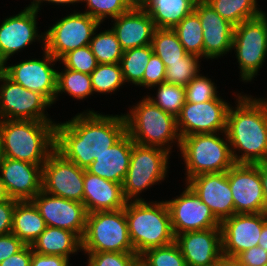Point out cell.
<instances>
[{
	"label": "cell",
	"instance_id": "db71d44e",
	"mask_svg": "<svg viewBox=\"0 0 267 266\" xmlns=\"http://www.w3.org/2000/svg\"><path fill=\"white\" fill-rule=\"evenodd\" d=\"M224 266H245L237 258L224 256Z\"/></svg>",
	"mask_w": 267,
	"mask_h": 266
},
{
	"label": "cell",
	"instance_id": "9c48e42d",
	"mask_svg": "<svg viewBox=\"0 0 267 266\" xmlns=\"http://www.w3.org/2000/svg\"><path fill=\"white\" fill-rule=\"evenodd\" d=\"M232 49L236 52L242 80L251 81L267 56L266 13L234 26Z\"/></svg>",
	"mask_w": 267,
	"mask_h": 266
},
{
	"label": "cell",
	"instance_id": "836d02e7",
	"mask_svg": "<svg viewBox=\"0 0 267 266\" xmlns=\"http://www.w3.org/2000/svg\"><path fill=\"white\" fill-rule=\"evenodd\" d=\"M63 92L77 100H83L94 94L90 74L68 68L61 72L57 71L56 100L59 93L62 94Z\"/></svg>",
	"mask_w": 267,
	"mask_h": 266
},
{
	"label": "cell",
	"instance_id": "7c38bea8",
	"mask_svg": "<svg viewBox=\"0 0 267 266\" xmlns=\"http://www.w3.org/2000/svg\"><path fill=\"white\" fill-rule=\"evenodd\" d=\"M84 172L55 149L42 167V191L83 203Z\"/></svg>",
	"mask_w": 267,
	"mask_h": 266
},
{
	"label": "cell",
	"instance_id": "8992f818",
	"mask_svg": "<svg viewBox=\"0 0 267 266\" xmlns=\"http://www.w3.org/2000/svg\"><path fill=\"white\" fill-rule=\"evenodd\" d=\"M216 133L188 135L180 140V152L186 164V182L201 174L227 172L234 164L230 143Z\"/></svg>",
	"mask_w": 267,
	"mask_h": 266
},
{
	"label": "cell",
	"instance_id": "2e32d148",
	"mask_svg": "<svg viewBox=\"0 0 267 266\" xmlns=\"http://www.w3.org/2000/svg\"><path fill=\"white\" fill-rule=\"evenodd\" d=\"M31 201L46 226L69 230L82 239L88 214L83 203L53 196L42 190Z\"/></svg>",
	"mask_w": 267,
	"mask_h": 266
},
{
	"label": "cell",
	"instance_id": "816d5d0a",
	"mask_svg": "<svg viewBox=\"0 0 267 266\" xmlns=\"http://www.w3.org/2000/svg\"><path fill=\"white\" fill-rule=\"evenodd\" d=\"M43 1H47V2H51V3H54V4H57V5H66V4H73V3H79L81 2V0H37V3H36V6H35V10H37L39 12V8H40V5L41 3H43Z\"/></svg>",
	"mask_w": 267,
	"mask_h": 266
},
{
	"label": "cell",
	"instance_id": "f5cc1de1",
	"mask_svg": "<svg viewBox=\"0 0 267 266\" xmlns=\"http://www.w3.org/2000/svg\"><path fill=\"white\" fill-rule=\"evenodd\" d=\"M258 241V246L264 248L267 251V220L264 222L262 232Z\"/></svg>",
	"mask_w": 267,
	"mask_h": 266
},
{
	"label": "cell",
	"instance_id": "d6986e66",
	"mask_svg": "<svg viewBox=\"0 0 267 266\" xmlns=\"http://www.w3.org/2000/svg\"><path fill=\"white\" fill-rule=\"evenodd\" d=\"M37 14V10L25 8L15 16L3 20L0 25V67L36 39L44 41V34L38 35Z\"/></svg>",
	"mask_w": 267,
	"mask_h": 266
},
{
	"label": "cell",
	"instance_id": "e575fe53",
	"mask_svg": "<svg viewBox=\"0 0 267 266\" xmlns=\"http://www.w3.org/2000/svg\"><path fill=\"white\" fill-rule=\"evenodd\" d=\"M89 46L99 64L120 63L124 53L112 29L98 34L94 32Z\"/></svg>",
	"mask_w": 267,
	"mask_h": 266
},
{
	"label": "cell",
	"instance_id": "ba28073f",
	"mask_svg": "<svg viewBox=\"0 0 267 266\" xmlns=\"http://www.w3.org/2000/svg\"><path fill=\"white\" fill-rule=\"evenodd\" d=\"M169 157V152L162 148L134 143L130 165L122 184L125 199L127 201L144 200L138 195L165 179Z\"/></svg>",
	"mask_w": 267,
	"mask_h": 266
},
{
	"label": "cell",
	"instance_id": "7a4b0ae2",
	"mask_svg": "<svg viewBox=\"0 0 267 266\" xmlns=\"http://www.w3.org/2000/svg\"><path fill=\"white\" fill-rule=\"evenodd\" d=\"M229 107L226 136L235 164L267 162V104L263 99L238 96ZM243 153L238 155L237 151Z\"/></svg>",
	"mask_w": 267,
	"mask_h": 266
},
{
	"label": "cell",
	"instance_id": "6da1fadb",
	"mask_svg": "<svg viewBox=\"0 0 267 266\" xmlns=\"http://www.w3.org/2000/svg\"><path fill=\"white\" fill-rule=\"evenodd\" d=\"M126 133L123 114L103 115L89 110L65 123H56L55 149L67 160L86 170Z\"/></svg>",
	"mask_w": 267,
	"mask_h": 266
},
{
	"label": "cell",
	"instance_id": "9f6ffc18",
	"mask_svg": "<svg viewBox=\"0 0 267 266\" xmlns=\"http://www.w3.org/2000/svg\"><path fill=\"white\" fill-rule=\"evenodd\" d=\"M8 199H10V196L8 195L5 185L3 184V181L0 177V202H3Z\"/></svg>",
	"mask_w": 267,
	"mask_h": 266
},
{
	"label": "cell",
	"instance_id": "680465c9",
	"mask_svg": "<svg viewBox=\"0 0 267 266\" xmlns=\"http://www.w3.org/2000/svg\"><path fill=\"white\" fill-rule=\"evenodd\" d=\"M207 266H224V256L218 260L217 262L211 264V265H207Z\"/></svg>",
	"mask_w": 267,
	"mask_h": 266
},
{
	"label": "cell",
	"instance_id": "5bb4252c",
	"mask_svg": "<svg viewBox=\"0 0 267 266\" xmlns=\"http://www.w3.org/2000/svg\"><path fill=\"white\" fill-rule=\"evenodd\" d=\"M44 59L26 60L15 65H2L0 69L14 82L43 95L51 104L56 102L57 70L54 58L45 48ZM53 63V64H52Z\"/></svg>",
	"mask_w": 267,
	"mask_h": 266
},
{
	"label": "cell",
	"instance_id": "7402d4cb",
	"mask_svg": "<svg viewBox=\"0 0 267 266\" xmlns=\"http://www.w3.org/2000/svg\"><path fill=\"white\" fill-rule=\"evenodd\" d=\"M186 184L210 208L220 222L235 214L227 172L194 176Z\"/></svg>",
	"mask_w": 267,
	"mask_h": 266
},
{
	"label": "cell",
	"instance_id": "484cf974",
	"mask_svg": "<svg viewBox=\"0 0 267 266\" xmlns=\"http://www.w3.org/2000/svg\"><path fill=\"white\" fill-rule=\"evenodd\" d=\"M133 140L126 133L118 142L98 156L87 172L115 183L123 184L130 165Z\"/></svg>",
	"mask_w": 267,
	"mask_h": 266
},
{
	"label": "cell",
	"instance_id": "f546056e",
	"mask_svg": "<svg viewBox=\"0 0 267 266\" xmlns=\"http://www.w3.org/2000/svg\"><path fill=\"white\" fill-rule=\"evenodd\" d=\"M224 19L234 26L261 16L256 0H205Z\"/></svg>",
	"mask_w": 267,
	"mask_h": 266
},
{
	"label": "cell",
	"instance_id": "83f0119b",
	"mask_svg": "<svg viewBox=\"0 0 267 266\" xmlns=\"http://www.w3.org/2000/svg\"><path fill=\"white\" fill-rule=\"evenodd\" d=\"M46 223L32 201H18L13 211L11 233L25 245H32L45 230Z\"/></svg>",
	"mask_w": 267,
	"mask_h": 266
},
{
	"label": "cell",
	"instance_id": "11a10c76",
	"mask_svg": "<svg viewBox=\"0 0 267 266\" xmlns=\"http://www.w3.org/2000/svg\"><path fill=\"white\" fill-rule=\"evenodd\" d=\"M150 0H127L131 7L144 8Z\"/></svg>",
	"mask_w": 267,
	"mask_h": 266
},
{
	"label": "cell",
	"instance_id": "1f68e13d",
	"mask_svg": "<svg viewBox=\"0 0 267 266\" xmlns=\"http://www.w3.org/2000/svg\"><path fill=\"white\" fill-rule=\"evenodd\" d=\"M153 53L156 54L167 67V62L181 61L188 55L173 29L156 28L151 41Z\"/></svg>",
	"mask_w": 267,
	"mask_h": 266
},
{
	"label": "cell",
	"instance_id": "52a82bcc",
	"mask_svg": "<svg viewBox=\"0 0 267 266\" xmlns=\"http://www.w3.org/2000/svg\"><path fill=\"white\" fill-rule=\"evenodd\" d=\"M81 247L84 252H134L124 208L88 213Z\"/></svg>",
	"mask_w": 267,
	"mask_h": 266
},
{
	"label": "cell",
	"instance_id": "f1b7e54d",
	"mask_svg": "<svg viewBox=\"0 0 267 266\" xmlns=\"http://www.w3.org/2000/svg\"><path fill=\"white\" fill-rule=\"evenodd\" d=\"M197 0H150L144 7L155 27L173 29L194 11Z\"/></svg>",
	"mask_w": 267,
	"mask_h": 266
},
{
	"label": "cell",
	"instance_id": "30bf717a",
	"mask_svg": "<svg viewBox=\"0 0 267 266\" xmlns=\"http://www.w3.org/2000/svg\"><path fill=\"white\" fill-rule=\"evenodd\" d=\"M100 22L87 13L74 12L44 33V48L58 61L68 52L90 44Z\"/></svg>",
	"mask_w": 267,
	"mask_h": 266
},
{
	"label": "cell",
	"instance_id": "d590c367",
	"mask_svg": "<svg viewBox=\"0 0 267 266\" xmlns=\"http://www.w3.org/2000/svg\"><path fill=\"white\" fill-rule=\"evenodd\" d=\"M90 76L94 93H112L125 83L120 63L98 64Z\"/></svg>",
	"mask_w": 267,
	"mask_h": 266
},
{
	"label": "cell",
	"instance_id": "603a6c76",
	"mask_svg": "<svg viewBox=\"0 0 267 266\" xmlns=\"http://www.w3.org/2000/svg\"><path fill=\"white\" fill-rule=\"evenodd\" d=\"M186 266H207L222 255L221 228L190 231L175 236Z\"/></svg>",
	"mask_w": 267,
	"mask_h": 266
},
{
	"label": "cell",
	"instance_id": "ee69618b",
	"mask_svg": "<svg viewBox=\"0 0 267 266\" xmlns=\"http://www.w3.org/2000/svg\"><path fill=\"white\" fill-rule=\"evenodd\" d=\"M166 67L162 60L154 53H152L149 62L146 65L143 75V86L155 87L165 82Z\"/></svg>",
	"mask_w": 267,
	"mask_h": 266
},
{
	"label": "cell",
	"instance_id": "b9f144b4",
	"mask_svg": "<svg viewBox=\"0 0 267 266\" xmlns=\"http://www.w3.org/2000/svg\"><path fill=\"white\" fill-rule=\"evenodd\" d=\"M59 61H62L64 68L86 74H91L99 64L89 45L68 52Z\"/></svg>",
	"mask_w": 267,
	"mask_h": 266
},
{
	"label": "cell",
	"instance_id": "9a60e30c",
	"mask_svg": "<svg viewBox=\"0 0 267 266\" xmlns=\"http://www.w3.org/2000/svg\"><path fill=\"white\" fill-rule=\"evenodd\" d=\"M185 190L175 199L165 201L174 236L190 231L220 228V221L210 208L187 184Z\"/></svg>",
	"mask_w": 267,
	"mask_h": 266
},
{
	"label": "cell",
	"instance_id": "44dd1931",
	"mask_svg": "<svg viewBox=\"0 0 267 266\" xmlns=\"http://www.w3.org/2000/svg\"><path fill=\"white\" fill-rule=\"evenodd\" d=\"M194 12L199 16L203 30V57L214 59L232 50L234 25L205 0H197Z\"/></svg>",
	"mask_w": 267,
	"mask_h": 266
},
{
	"label": "cell",
	"instance_id": "bcb514c9",
	"mask_svg": "<svg viewBox=\"0 0 267 266\" xmlns=\"http://www.w3.org/2000/svg\"><path fill=\"white\" fill-rule=\"evenodd\" d=\"M25 244L13 233L0 235V263L20 251Z\"/></svg>",
	"mask_w": 267,
	"mask_h": 266
},
{
	"label": "cell",
	"instance_id": "8fae6325",
	"mask_svg": "<svg viewBox=\"0 0 267 266\" xmlns=\"http://www.w3.org/2000/svg\"><path fill=\"white\" fill-rule=\"evenodd\" d=\"M0 120L52 121L45 108L52 104L40 93L12 81L0 69Z\"/></svg>",
	"mask_w": 267,
	"mask_h": 266
},
{
	"label": "cell",
	"instance_id": "6f0895ef",
	"mask_svg": "<svg viewBox=\"0 0 267 266\" xmlns=\"http://www.w3.org/2000/svg\"><path fill=\"white\" fill-rule=\"evenodd\" d=\"M132 266H149L144 260L138 257Z\"/></svg>",
	"mask_w": 267,
	"mask_h": 266
},
{
	"label": "cell",
	"instance_id": "4fadbf2b",
	"mask_svg": "<svg viewBox=\"0 0 267 266\" xmlns=\"http://www.w3.org/2000/svg\"><path fill=\"white\" fill-rule=\"evenodd\" d=\"M230 106L221 97L203 103L185 102L176 117L180 137L219 131L224 133Z\"/></svg>",
	"mask_w": 267,
	"mask_h": 266
},
{
	"label": "cell",
	"instance_id": "cb8c5ba5",
	"mask_svg": "<svg viewBox=\"0 0 267 266\" xmlns=\"http://www.w3.org/2000/svg\"><path fill=\"white\" fill-rule=\"evenodd\" d=\"M113 20L111 29L124 51L151 44L156 27L144 8L131 7Z\"/></svg>",
	"mask_w": 267,
	"mask_h": 266
},
{
	"label": "cell",
	"instance_id": "f6af8a7d",
	"mask_svg": "<svg viewBox=\"0 0 267 266\" xmlns=\"http://www.w3.org/2000/svg\"><path fill=\"white\" fill-rule=\"evenodd\" d=\"M245 266H266L267 251L260 246H254L241 252L236 257Z\"/></svg>",
	"mask_w": 267,
	"mask_h": 266
},
{
	"label": "cell",
	"instance_id": "681fc988",
	"mask_svg": "<svg viewBox=\"0 0 267 266\" xmlns=\"http://www.w3.org/2000/svg\"><path fill=\"white\" fill-rule=\"evenodd\" d=\"M32 258L31 245H25L20 251L3 260L0 266H30Z\"/></svg>",
	"mask_w": 267,
	"mask_h": 266
},
{
	"label": "cell",
	"instance_id": "60d3db41",
	"mask_svg": "<svg viewBox=\"0 0 267 266\" xmlns=\"http://www.w3.org/2000/svg\"><path fill=\"white\" fill-rule=\"evenodd\" d=\"M216 90L214 82L199 73L185 86L186 102L203 103L216 99L219 97Z\"/></svg>",
	"mask_w": 267,
	"mask_h": 266
},
{
	"label": "cell",
	"instance_id": "7dc6e473",
	"mask_svg": "<svg viewBox=\"0 0 267 266\" xmlns=\"http://www.w3.org/2000/svg\"><path fill=\"white\" fill-rule=\"evenodd\" d=\"M17 202L11 198L0 202V235L11 233L13 211Z\"/></svg>",
	"mask_w": 267,
	"mask_h": 266
},
{
	"label": "cell",
	"instance_id": "3957f363",
	"mask_svg": "<svg viewBox=\"0 0 267 266\" xmlns=\"http://www.w3.org/2000/svg\"><path fill=\"white\" fill-rule=\"evenodd\" d=\"M3 157L43 165L55 150L56 122L0 120Z\"/></svg>",
	"mask_w": 267,
	"mask_h": 266
},
{
	"label": "cell",
	"instance_id": "ffe728a7",
	"mask_svg": "<svg viewBox=\"0 0 267 266\" xmlns=\"http://www.w3.org/2000/svg\"><path fill=\"white\" fill-rule=\"evenodd\" d=\"M43 165L3 157L0 177L11 199L31 201L42 190Z\"/></svg>",
	"mask_w": 267,
	"mask_h": 266
},
{
	"label": "cell",
	"instance_id": "4316f807",
	"mask_svg": "<svg viewBox=\"0 0 267 266\" xmlns=\"http://www.w3.org/2000/svg\"><path fill=\"white\" fill-rule=\"evenodd\" d=\"M34 252L44 255H59L69 258L81 251V239L73 232L46 226L45 230L31 245Z\"/></svg>",
	"mask_w": 267,
	"mask_h": 266
},
{
	"label": "cell",
	"instance_id": "91938a15",
	"mask_svg": "<svg viewBox=\"0 0 267 266\" xmlns=\"http://www.w3.org/2000/svg\"><path fill=\"white\" fill-rule=\"evenodd\" d=\"M36 3H37V0H33V1L31 2V4H30L28 7H26V8H32V9H35Z\"/></svg>",
	"mask_w": 267,
	"mask_h": 266
},
{
	"label": "cell",
	"instance_id": "7bdbcfd3",
	"mask_svg": "<svg viewBox=\"0 0 267 266\" xmlns=\"http://www.w3.org/2000/svg\"><path fill=\"white\" fill-rule=\"evenodd\" d=\"M85 254L88 255L87 266H132L139 257L134 252H85Z\"/></svg>",
	"mask_w": 267,
	"mask_h": 266
},
{
	"label": "cell",
	"instance_id": "f35d334b",
	"mask_svg": "<svg viewBox=\"0 0 267 266\" xmlns=\"http://www.w3.org/2000/svg\"><path fill=\"white\" fill-rule=\"evenodd\" d=\"M149 266H186L178 244L173 243L146 250L139 256Z\"/></svg>",
	"mask_w": 267,
	"mask_h": 266
},
{
	"label": "cell",
	"instance_id": "e0dca14e",
	"mask_svg": "<svg viewBox=\"0 0 267 266\" xmlns=\"http://www.w3.org/2000/svg\"><path fill=\"white\" fill-rule=\"evenodd\" d=\"M227 176L235 214L263 213L264 195L259 163L234 164Z\"/></svg>",
	"mask_w": 267,
	"mask_h": 266
},
{
	"label": "cell",
	"instance_id": "94428289",
	"mask_svg": "<svg viewBox=\"0 0 267 266\" xmlns=\"http://www.w3.org/2000/svg\"><path fill=\"white\" fill-rule=\"evenodd\" d=\"M2 158H3V155H2V144H1V133H0V161Z\"/></svg>",
	"mask_w": 267,
	"mask_h": 266
},
{
	"label": "cell",
	"instance_id": "f907efd6",
	"mask_svg": "<svg viewBox=\"0 0 267 266\" xmlns=\"http://www.w3.org/2000/svg\"><path fill=\"white\" fill-rule=\"evenodd\" d=\"M259 173L264 195L263 214L267 217V162L259 163Z\"/></svg>",
	"mask_w": 267,
	"mask_h": 266
},
{
	"label": "cell",
	"instance_id": "277c9868",
	"mask_svg": "<svg viewBox=\"0 0 267 266\" xmlns=\"http://www.w3.org/2000/svg\"><path fill=\"white\" fill-rule=\"evenodd\" d=\"M155 202V203H154ZM125 217L134 253L140 256L146 250L169 245L175 241L170 213L165 201H127Z\"/></svg>",
	"mask_w": 267,
	"mask_h": 266
},
{
	"label": "cell",
	"instance_id": "74e56055",
	"mask_svg": "<svg viewBox=\"0 0 267 266\" xmlns=\"http://www.w3.org/2000/svg\"><path fill=\"white\" fill-rule=\"evenodd\" d=\"M199 56L188 54L181 61L167 62L165 82L186 86L200 72Z\"/></svg>",
	"mask_w": 267,
	"mask_h": 266
},
{
	"label": "cell",
	"instance_id": "d4e9b609",
	"mask_svg": "<svg viewBox=\"0 0 267 266\" xmlns=\"http://www.w3.org/2000/svg\"><path fill=\"white\" fill-rule=\"evenodd\" d=\"M127 200L120 183L105 180L85 170L83 204L88 213L125 208Z\"/></svg>",
	"mask_w": 267,
	"mask_h": 266
},
{
	"label": "cell",
	"instance_id": "ab89813d",
	"mask_svg": "<svg viewBox=\"0 0 267 266\" xmlns=\"http://www.w3.org/2000/svg\"><path fill=\"white\" fill-rule=\"evenodd\" d=\"M81 2L87 5L88 10L84 13L100 23L107 17L116 18L131 8L127 0H81Z\"/></svg>",
	"mask_w": 267,
	"mask_h": 266
},
{
	"label": "cell",
	"instance_id": "d6a6232c",
	"mask_svg": "<svg viewBox=\"0 0 267 266\" xmlns=\"http://www.w3.org/2000/svg\"><path fill=\"white\" fill-rule=\"evenodd\" d=\"M173 30L188 54L203 57V30L199 16L194 11L184 17Z\"/></svg>",
	"mask_w": 267,
	"mask_h": 266
},
{
	"label": "cell",
	"instance_id": "8d00e7d4",
	"mask_svg": "<svg viewBox=\"0 0 267 266\" xmlns=\"http://www.w3.org/2000/svg\"><path fill=\"white\" fill-rule=\"evenodd\" d=\"M156 86H158L157 98L148 95L147 98L161 110L177 117L186 102L185 87L167 82Z\"/></svg>",
	"mask_w": 267,
	"mask_h": 266
},
{
	"label": "cell",
	"instance_id": "ac0fdd59",
	"mask_svg": "<svg viewBox=\"0 0 267 266\" xmlns=\"http://www.w3.org/2000/svg\"><path fill=\"white\" fill-rule=\"evenodd\" d=\"M267 217L263 213L234 214L220 222L222 255L236 258L241 252L258 246Z\"/></svg>",
	"mask_w": 267,
	"mask_h": 266
},
{
	"label": "cell",
	"instance_id": "5b68a950",
	"mask_svg": "<svg viewBox=\"0 0 267 266\" xmlns=\"http://www.w3.org/2000/svg\"><path fill=\"white\" fill-rule=\"evenodd\" d=\"M134 106L130 113L124 114L126 131L134 143L162 148L169 153L171 143L177 141V146L180 147L181 137L176 117L161 110L147 97Z\"/></svg>",
	"mask_w": 267,
	"mask_h": 266
},
{
	"label": "cell",
	"instance_id": "4dcf8cb0",
	"mask_svg": "<svg viewBox=\"0 0 267 266\" xmlns=\"http://www.w3.org/2000/svg\"><path fill=\"white\" fill-rule=\"evenodd\" d=\"M152 53L151 44L124 51L120 60V66L125 82L133 83L136 86H143V75Z\"/></svg>",
	"mask_w": 267,
	"mask_h": 266
},
{
	"label": "cell",
	"instance_id": "c3c4849f",
	"mask_svg": "<svg viewBox=\"0 0 267 266\" xmlns=\"http://www.w3.org/2000/svg\"><path fill=\"white\" fill-rule=\"evenodd\" d=\"M69 258L59 255H44L34 252L32 249V258L30 266H69Z\"/></svg>",
	"mask_w": 267,
	"mask_h": 266
}]
</instances>
